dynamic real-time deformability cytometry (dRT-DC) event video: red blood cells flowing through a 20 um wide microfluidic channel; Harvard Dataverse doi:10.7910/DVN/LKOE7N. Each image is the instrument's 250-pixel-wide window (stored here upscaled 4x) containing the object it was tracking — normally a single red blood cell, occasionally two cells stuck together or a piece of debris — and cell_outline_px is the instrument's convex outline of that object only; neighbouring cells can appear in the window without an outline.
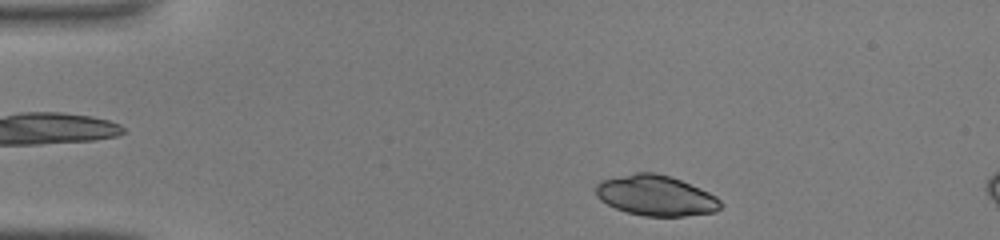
{"species": "common noctule bat (a hibernating species)", "species_latin": "Nyctalus noctula", "temperature_condition": "warm", "stored_images_in_passage": 6, "camera_frame_rate_fps": 3000, "um_per_image_px": 0.085, "animal": {"sex": "male", "body_mass_g": 19.0, "forearm_length_mm": 50.8}, "frame": {"image": 1, "passage_image": 1, "time_ms": 0.0, "image_size_px": [1000, 240], "cell_outline_px": [[724, 204], [716, 212], [684, 216], [644, 216], [628, 212], [616, 208], [600, 200], [596, 196], [596, 184], [600, 180], [636, 172], [652, 172], [668, 176], [680, 180], [708, 192], [716, 196]], "centroid_in_image_um": [55.74, 16.63], "position_along_channel_um": 29.3, "area_um2": 29.3}}